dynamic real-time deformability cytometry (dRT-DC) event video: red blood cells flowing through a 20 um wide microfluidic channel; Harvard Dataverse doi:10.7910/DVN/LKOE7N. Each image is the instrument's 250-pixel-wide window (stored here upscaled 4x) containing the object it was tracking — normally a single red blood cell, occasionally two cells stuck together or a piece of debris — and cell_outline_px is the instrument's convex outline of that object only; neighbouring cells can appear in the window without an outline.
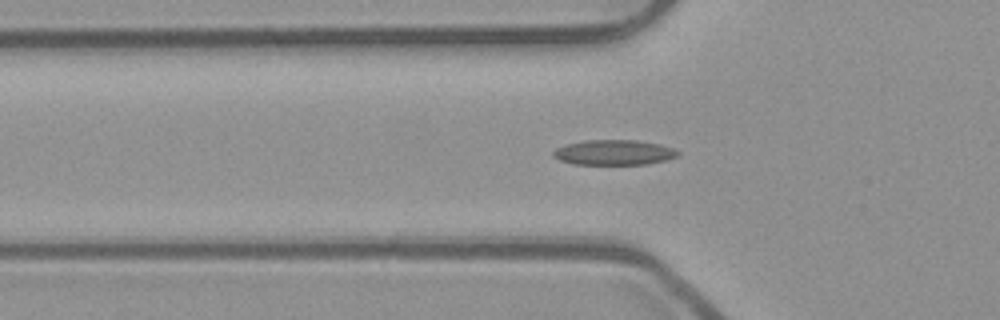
{"species": "common noctule bat (a hibernating species)", "species_latin": "Nyctalus noctula", "temperature_condition": "room temperature", "stored_images_in_passage": 55, "camera_frame_rate_fps": 3000, "um_per_image_px": 0.085, "animal": {"sex": "male", "body_mass_g": 23.1, "forearm_length_mm": 52.7}, "frame": {"image": 1, "passage_image": 19, "time_ms": 6.0, "image_size_px": [1000, 320], "cell_outline_px": [[680, 156], [668, 160], [648, 164], [572, 164], [560, 160], [552, 156], [552, 152], [556, 148], [568, 144], [584, 140], [636, 140], [656, 144], [672, 148], [680, 152]], "centroid_in_image_um": [52.19, 12.97], "position_along_channel_um": 73.6, "area_um2": 18.26}}
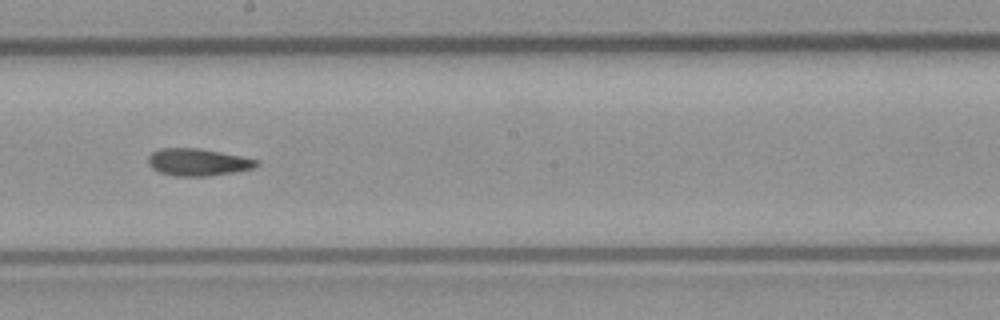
{"frame": {"image": 2, "passage_image": 31, "time_ms": 10.0, "image_size_px": [1000, 320], "cell_outline_px": [[260, 164], [256, 168], [236, 172], [208, 176], [176, 176], [160, 172], [152, 168], [148, 164], [148, 156], [152, 152], [160, 148], [196, 148], [220, 152], [260, 160]], "centroid_in_image_um": [16.85, 13.79], "position_along_channel_um": 231.3, "area_um2": 17.28}}
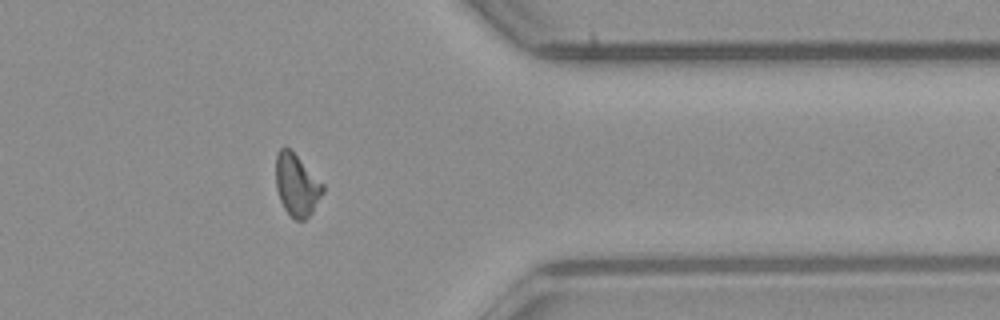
{"frame": {"image": 3, "passage_image": 44, "time_ms": 14.333, "image_size_px": [1000, 320], "cell_outline_px": [[324, 192], [312, 212], [304, 220], [296, 220], [284, 208], [280, 200], [276, 188], [276, 156], [280, 148], [288, 148], [324, 184]], "centroid_in_image_um": [25.22, 15.75], "position_along_channel_um": 386.2, "area_um2": 16.65}, "authors_computed_cell_mechanics": {"area_um2": 17.1666, "velocity_mm_per_s": 3.9243, "shape_relaxation_time_tau1_ms": null, "shape_relaxation_time_tau2_ms": 7.5568, "deformation_change_tau1": null, "deformation_change_tau2": 0.1298}}